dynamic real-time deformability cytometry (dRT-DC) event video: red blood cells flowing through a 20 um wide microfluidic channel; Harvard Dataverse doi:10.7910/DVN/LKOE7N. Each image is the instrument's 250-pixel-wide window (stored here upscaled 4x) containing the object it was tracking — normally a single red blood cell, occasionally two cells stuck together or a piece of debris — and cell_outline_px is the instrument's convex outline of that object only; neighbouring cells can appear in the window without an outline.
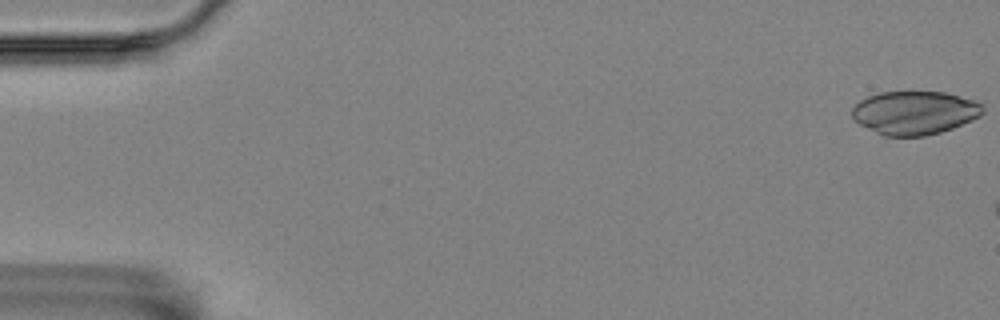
{"species": "Egyptian fruit bat (a non-hibernating species)", "species_latin": "Rousettus aegyptiacus", "temperature_condition": "room temperature", "stored_images_in_passage": 7, "camera_frame_rate_fps": 3000, "um_per_image_px": 0.085, "animal": {"sex": "female"}, "frame": {"image": 1, "passage_image": 1, "time_ms": 0.0, "image_size_px": [1000, 320], "cell_outline_px": [[984, 112], [980, 116], [972, 120], [952, 128], [940, 132], [924, 136], [884, 136], [860, 124], [852, 116], [852, 108], [860, 100], [868, 96], [880, 92], [908, 88], [912, 88], [944, 92], [976, 100], [984, 104]], "centroid_in_image_um": [77.77, 9.52], "position_along_channel_um": 7.2, "area_um2": 34.1}}